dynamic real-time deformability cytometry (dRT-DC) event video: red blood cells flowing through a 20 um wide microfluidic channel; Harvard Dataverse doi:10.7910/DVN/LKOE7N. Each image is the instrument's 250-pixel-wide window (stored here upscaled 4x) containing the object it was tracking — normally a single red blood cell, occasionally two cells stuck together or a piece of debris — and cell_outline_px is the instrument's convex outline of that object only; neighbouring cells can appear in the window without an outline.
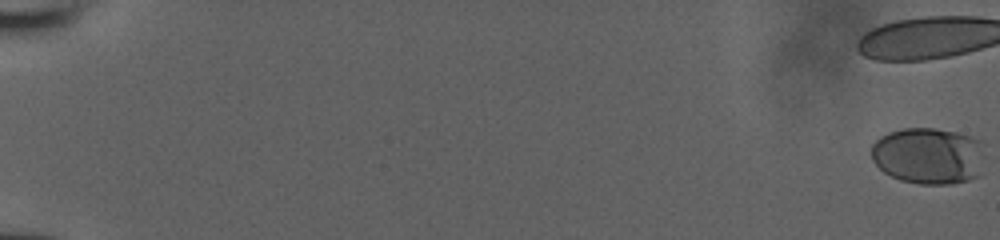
{"species": "human", "species_latin": "Homo sapiens", "temperature_condition": "room temperature", "stored_images_in_passage": 47, "camera_frame_rate_fps": 3000, "um_per_image_px": 0.085, "donor": {"sex": "male"}, "frame": {"image": 1, "passage_image": 1, "time_ms": 0.0, "image_size_px": [1000, 240], "cell_outline_px": [[980, 176], [968, 180], [952, 184], [920, 184], [900, 180], [884, 172], [872, 160], [872, 144], [880, 136], [888, 132], [904, 128], [932, 128], [956, 132], [980, 140]], "centroid_in_image_um": [78.87, 13.25], "position_along_channel_um": 6.1, "area_um2": 37.17}}